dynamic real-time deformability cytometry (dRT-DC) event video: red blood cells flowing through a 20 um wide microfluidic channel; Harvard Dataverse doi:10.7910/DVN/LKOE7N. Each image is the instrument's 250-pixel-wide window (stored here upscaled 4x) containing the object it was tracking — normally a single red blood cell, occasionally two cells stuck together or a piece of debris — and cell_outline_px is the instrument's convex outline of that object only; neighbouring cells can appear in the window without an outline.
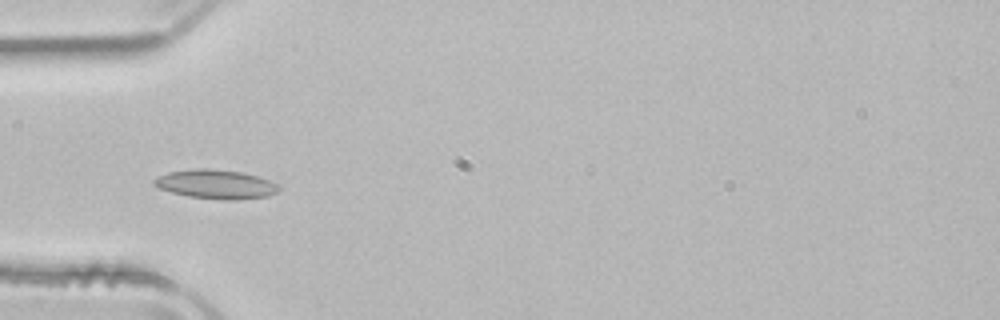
{"species": "common noctule bat (a hibernating species)", "species_latin": "Nyctalus noctula", "temperature_condition": "room temperature", "stored_images_in_passage": 29, "camera_frame_rate_fps": 3000, "um_per_image_px": 0.085, "animal": {"sex": "male", "body_mass_g": 21.5, "forearm_length_mm": 52.0}, "frame": {"image": 1, "passage_image": 6, "time_ms": 1.667, "image_size_px": [1000, 320], "cell_outline_px": [[280, 188], [276, 192], [268, 196], [240, 200], [220, 200], [188, 196], [172, 192], [160, 188], [152, 184], [152, 180], [168, 172], [192, 168], [208, 168], [244, 172], [268, 180], [276, 184]], "centroid_in_image_um": [18.33, 15.66], "position_along_channel_um": 66.7, "area_um2": 21.21}}
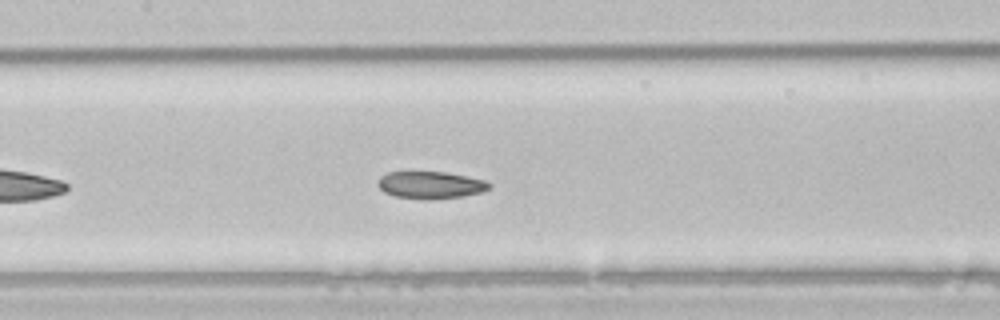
{"frame": {"image": 2, "passage_image": 14, "time_ms": 4.333, "image_size_px": [1000, 320], "cell_outline_px": [[492, 188], [484, 192], [464, 196], [428, 200], [424, 200], [396, 196], [384, 192], [376, 184], [380, 176], [388, 172], [412, 168], [448, 172], [468, 176], [484, 180], [492, 184]], "centroid_in_image_um": [36.58, 15.67], "position_along_channel_um": 170.8, "area_um2": 18.84}}
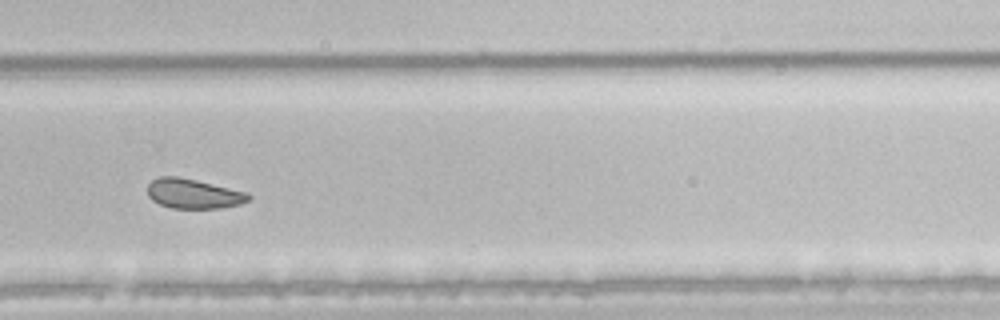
{"frame": {"image": 3, "passage_image": 25, "time_ms": 8.0, "image_size_px": [1000, 320], "cell_outline_px": [[252, 196], [248, 200], [240, 204], [220, 208], [172, 208], [160, 204], [152, 200], [148, 196], [148, 184], [152, 180], [160, 176], [176, 176], [196, 180], [248, 192]], "centroid_in_image_um": [16.44, 16.46], "position_along_channel_um": 313.4, "area_um2": 17.46}, "authors_computed_cell_mechanics": {"area_um2": 18.4382, "velocity_mm_per_s": 3.9071, "shape_relaxation_time_tau1_ms": 2.7912, "shape_relaxation_time_tau2_ms": 4.5112, "deformation_change_tau1": 0.0919, "deformation_change_tau2": 0.1062}}